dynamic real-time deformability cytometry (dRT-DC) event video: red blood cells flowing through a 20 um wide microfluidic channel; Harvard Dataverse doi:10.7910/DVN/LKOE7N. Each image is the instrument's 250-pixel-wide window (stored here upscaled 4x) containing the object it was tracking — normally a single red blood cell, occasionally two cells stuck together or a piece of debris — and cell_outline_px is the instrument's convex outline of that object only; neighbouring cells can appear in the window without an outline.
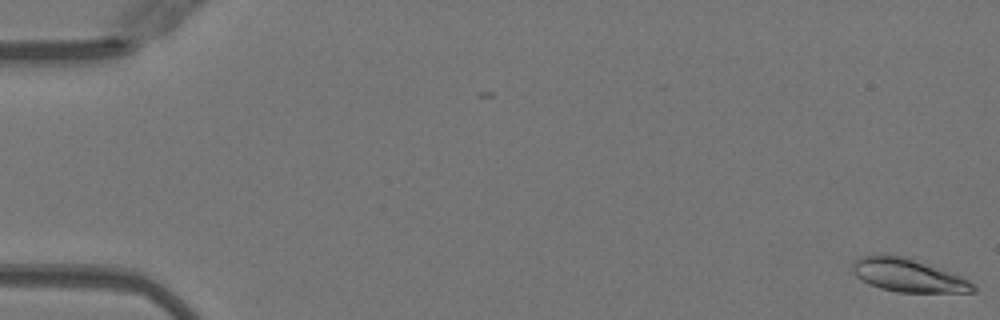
{"species": "Egyptian fruit bat (a non-hibernating species)", "species_latin": "Rousettus aegyptiacus", "temperature_condition": "warm", "stored_images_in_passage": 51, "camera_frame_rate_fps": 3000, "um_per_image_px": 0.085, "animal": {"sex": "female"}, "frame": {"image": 1, "passage_image": 1, "time_ms": 0.0, "image_size_px": [1000, 320], "cell_outline_px": [[976, 292], [896, 292], [880, 288], [868, 284], [860, 280], [852, 272], [852, 264], [860, 256], [884, 252], [904, 256], [956, 272], [976, 284]], "centroid_in_image_um": [77.21, 23.37], "position_along_channel_um": 7.8, "area_um2": 24.22}}
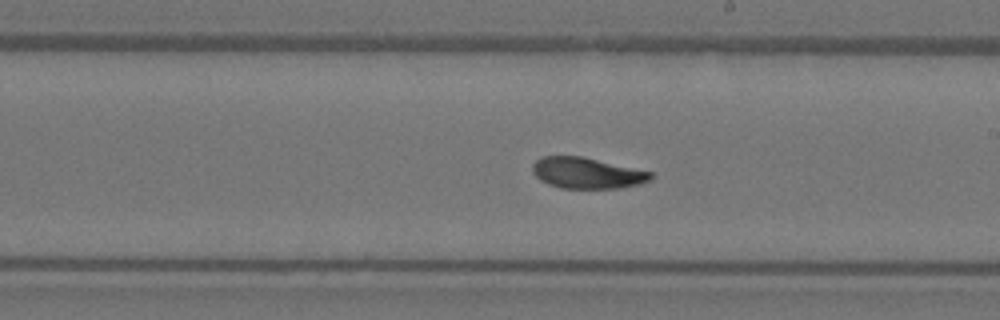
{"frame": {"image": 2, "passage_image": 30, "time_ms": 9.667, "image_size_px": [1000, 320], "cell_outline_px": [[652, 180], [640, 184], [620, 188], [560, 188], [548, 184], [540, 180], [532, 172], [532, 164], [540, 156], [580, 156], [652, 172]], "centroid_in_image_um": [49.87, 14.71], "position_along_channel_um": 239.1, "area_um2": 21.33}}
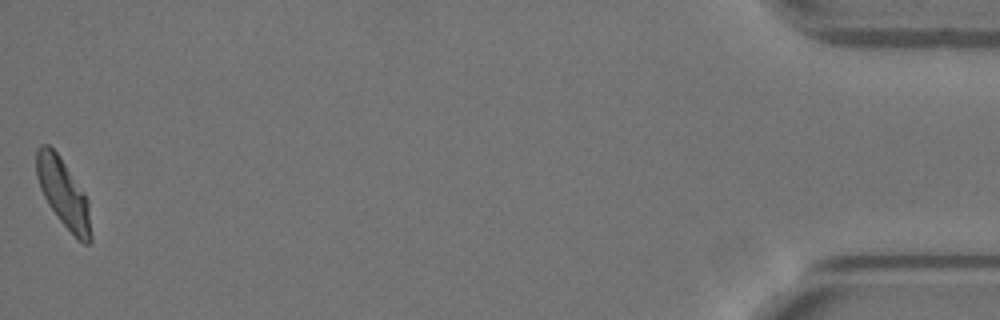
{"frame": {"image": 3, "passage_image": 51, "time_ms": 16.667, "image_size_px": [1000, 320], "cell_outline_px": [[92, 240], [88, 244], [84, 244], [60, 220], [48, 204], [40, 188], [36, 176], [36, 148], [40, 144], [48, 144], [60, 156], [84, 192], [88, 200], [92, 236]], "centroid_in_image_um": [5.38, 16.38], "position_along_channel_um": 429.8, "area_um2": 21.56}, "authors_computed_cell_mechanics": {"area_um2": 22.0218, "velocity_mm_per_s": 4.0345, "shape_relaxation_time_tau1_ms": 6.3095, "shape_relaxation_time_tau2_ms": 1.7629, "deformation_change_tau1": 0.2066, "deformation_change_tau2": 0.0692}}